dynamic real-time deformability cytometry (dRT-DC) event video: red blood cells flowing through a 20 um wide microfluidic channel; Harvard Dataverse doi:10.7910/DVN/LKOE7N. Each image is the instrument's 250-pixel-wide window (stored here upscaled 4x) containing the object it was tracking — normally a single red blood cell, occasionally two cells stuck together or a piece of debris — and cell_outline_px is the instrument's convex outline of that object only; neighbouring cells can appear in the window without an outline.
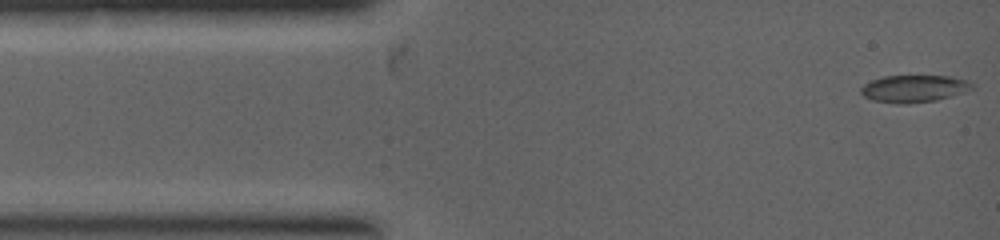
{"species": "common noctule bat (a hibernating species)", "species_latin": "Nyctalus noctula", "temperature_condition": "warm", "stored_images_in_passage": 6, "camera_frame_rate_fps": 5000, "um_per_image_px": 0.085, "animal": {"sex": "female", "body_mass_g": 19.0, "forearm_length_mm": 53.3}, "frame": {"image": 1, "passage_image": 1, "time_ms": 0.0, "image_size_px": [1000, 240], "cell_outline_px": [[976, 84], [972, 88], [964, 92], [936, 100], [908, 104], [896, 104], [872, 100], [864, 96], [860, 92], [860, 88], [864, 84], [872, 80], [884, 76], [948, 76], [968, 80]], "centroid_in_image_um": [77.68, 7.54], "position_along_channel_um": 7.3, "area_um2": 17.69}}
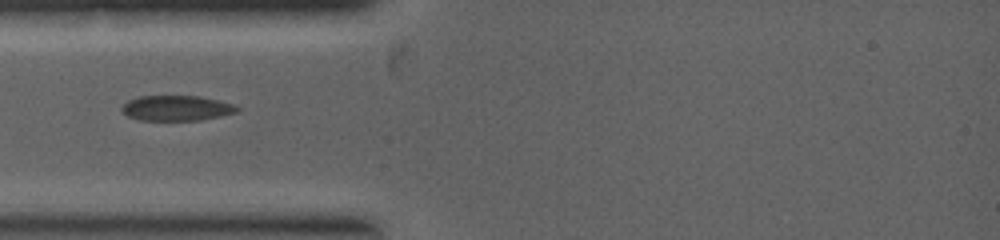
{"frame": {"image": 2, "passage_image": 4, "time_ms": 2.0, "image_size_px": [1000, 240], "cell_outline_px": [[240, 108], [236, 112], [220, 116], [200, 120], [140, 120], [128, 116], [120, 108], [128, 100], [140, 96], [200, 96], [220, 100], [232, 104]], "centroid_in_image_um": [15.01, 9.18], "position_along_channel_um": 70.0, "area_um2": 16.88}}
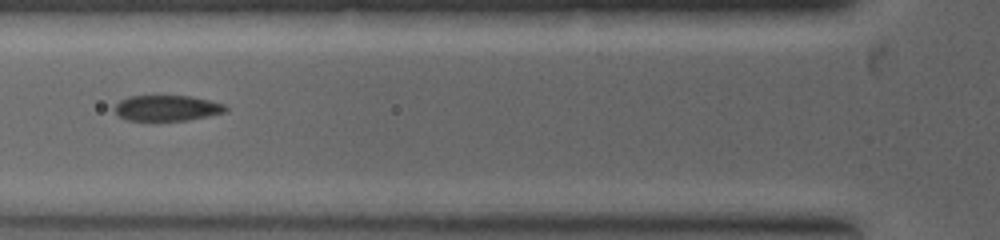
{"frame": {"image": 3, "passage_image": 5, "time_ms": 2.6, "image_size_px": [1000, 240], "cell_outline_px": [[228, 112], [188, 120], [128, 120], [120, 116], [112, 108], [120, 100], [128, 96], [192, 96], [224, 104], [228, 108]], "centroid_in_image_um": [14.21, 9.18], "position_along_channel_um": 111.6, "area_um2": 16.59}}